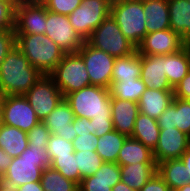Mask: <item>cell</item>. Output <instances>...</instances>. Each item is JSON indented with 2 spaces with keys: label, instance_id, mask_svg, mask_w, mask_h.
I'll return each mask as SVG.
<instances>
[{
  "label": "cell",
  "instance_id": "obj_52",
  "mask_svg": "<svg viewBox=\"0 0 190 191\" xmlns=\"http://www.w3.org/2000/svg\"><path fill=\"white\" fill-rule=\"evenodd\" d=\"M173 191H190V183L189 184H185L181 188L175 189Z\"/></svg>",
  "mask_w": 190,
  "mask_h": 191
},
{
  "label": "cell",
  "instance_id": "obj_9",
  "mask_svg": "<svg viewBox=\"0 0 190 191\" xmlns=\"http://www.w3.org/2000/svg\"><path fill=\"white\" fill-rule=\"evenodd\" d=\"M87 68L90 85L109 89L111 86L112 69L115 57L103 50L92 47L87 41L77 51Z\"/></svg>",
  "mask_w": 190,
  "mask_h": 191
},
{
  "label": "cell",
  "instance_id": "obj_17",
  "mask_svg": "<svg viewBox=\"0 0 190 191\" xmlns=\"http://www.w3.org/2000/svg\"><path fill=\"white\" fill-rule=\"evenodd\" d=\"M74 119L75 116L70 105L63 99L42 122L51 134H56L72 142L77 136L72 124Z\"/></svg>",
  "mask_w": 190,
  "mask_h": 191
},
{
  "label": "cell",
  "instance_id": "obj_28",
  "mask_svg": "<svg viewBox=\"0 0 190 191\" xmlns=\"http://www.w3.org/2000/svg\"><path fill=\"white\" fill-rule=\"evenodd\" d=\"M189 72L188 42L180 51L165 55V74L174 89Z\"/></svg>",
  "mask_w": 190,
  "mask_h": 191
},
{
  "label": "cell",
  "instance_id": "obj_44",
  "mask_svg": "<svg viewBox=\"0 0 190 191\" xmlns=\"http://www.w3.org/2000/svg\"><path fill=\"white\" fill-rule=\"evenodd\" d=\"M139 191H170L163 178L156 173Z\"/></svg>",
  "mask_w": 190,
  "mask_h": 191
},
{
  "label": "cell",
  "instance_id": "obj_41",
  "mask_svg": "<svg viewBox=\"0 0 190 191\" xmlns=\"http://www.w3.org/2000/svg\"><path fill=\"white\" fill-rule=\"evenodd\" d=\"M98 137L95 134H78L72 141L75 151H96Z\"/></svg>",
  "mask_w": 190,
  "mask_h": 191
},
{
  "label": "cell",
  "instance_id": "obj_38",
  "mask_svg": "<svg viewBox=\"0 0 190 191\" xmlns=\"http://www.w3.org/2000/svg\"><path fill=\"white\" fill-rule=\"evenodd\" d=\"M18 3L0 1V30L14 29L15 7Z\"/></svg>",
  "mask_w": 190,
  "mask_h": 191
},
{
  "label": "cell",
  "instance_id": "obj_29",
  "mask_svg": "<svg viewBox=\"0 0 190 191\" xmlns=\"http://www.w3.org/2000/svg\"><path fill=\"white\" fill-rule=\"evenodd\" d=\"M141 77V55L137 49L129 55L115 58L111 82H122Z\"/></svg>",
  "mask_w": 190,
  "mask_h": 191
},
{
  "label": "cell",
  "instance_id": "obj_14",
  "mask_svg": "<svg viewBox=\"0 0 190 191\" xmlns=\"http://www.w3.org/2000/svg\"><path fill=\"white\" fill-rule=\"evenodd\" d=\"M186 41L171 28L148 33L137 47L140 55H167L180 51Z\"/></svg>",
  "mask_w": 190,
  "mask_h": 191
},
{
  "label": "cell",
  "instance_id": "obj_26",
  "mask_svg": "<svg viewBox=\"0 0 190 191\" xmlns=\"http://www.w3.org/2000/svg\"><path fill=\"white\" fill-rule=\"evenodd\" d=\"M29 146L27 132L16 127L0 125V147L10 157H18Z\"/></svg>",
  "mask_w": 190,
  "mask_h": 191
},
{
  "label": "cell",
  "instance_id": "obj_2",
  "mask_svg": "<svg viewBox=\"0 0 190 191\" xmlns=\"http://www.w3.org/2000/svg\"><path fill=\"white\" fill-rule=\"evenodd\" d=\"M46 167H51L46 148L44 146L27 147L20 156L12 158L11 164L0 181L14 187L40 181L43 169Z\"/></svg>",
  "mask_w": 190,
  "mask_h": 191
},
{
  "label": "cell",
  "instance_id": "obj_12",
  "mask_svg": "<svg viewBox=\"0 0 190 191\" xmlns=\"http://www.w3.org/2000/svg\"><path fill=\"white\" fill-rule=\"evenodd\" d=\"M40 120L24 95L3 96L2 123L29 132Z\"/></svg>",
  "mask_w": 190,
  "mask_h": 191
},
{
  "label": "cell",
  "instance_id": "obj_49",
  "mask_svg": "<svg viewBox=\"0 0 190 191\" xmlns=\"http://www.w3.org/2000/svg\"><path fill=\"white\" fill-rule=\"evenodd\" d=\"M112 191H138L130 188L127 184L123 183L121 180L112 187Z\"/></svg>",
  "mask_w": 190,
  "mask_h": 191
},
{
  "label": "cell",
  "instance_id": "obj_6",
  "mask_svg": "<svg viewBox=\"0 0 190 191\" xmlns=\"http://www.w3.org/2000/svg\"><path fill=\"white\" fill-rule=\"evenodd\" d=\"M65 97L74 91L90 86L87 68L82 57L76 53H65L62 60L49 74Z\"/></svg>",
  "mask_w": 190,
  "mask_h": 191
},
{
  "label": "cell",
  "instance_id": "obj_23",
  "mask_svg": "<svg viewBox=\"0 0 190 191\" xmlns=\"http://www.w3.org/2000/svg\"><path fill=\"white\" fill-rule=\"evenodd\" d=\"M155 163L153 151L140 141L127 137L119 151L117 164Z\"/></svg>",
  "mask_w": 190,
  "mask_h": 191
},
{
  "label": "cell",
  "instance_id": "obj_3",
  "mask_svg": "<svg viewBox=\"0 0 190 191\" xmlns=\"http://www.w3.org/2000/svg\"><path fill=\"white\" fill-rule=\"evenodd\" d=\"M16 46L29 63L42 74L49 75L65 52L45 34H15Z\"/></svg>",
  "mask_w": 190,
  "mask_h": 191
},
{
  "label": "cell",
  "instance_id": "obj_11",
  "mask_svg": "<svg viewBox=\"0 0 190 191\" xmlns=\"http://www.w3.org/2000/svg\"><path fill=\"white\" fill-rule=\"evenodd\" d=\"M45 35L65 53H76L85 42L71 25L68 15L57 14L47 9Z\"/></svg>",
  "mask_w": 190,
  "mask_h": 191
},
{
  "label": "cell",
  "instance_id": "obj_51",
  "mask_svg": "<svg viewBox=\"0 0 190 191\" xmlns=\"http://www.w3.org/2000/svg\"><path fill=\"white\" fill-rule=\"evenodd\" d=\"M26 1L33 3V4L45 5L48 0H26Z\"/></svg>",
  "mask_w": 190,
  "mask_h": 191
},
{
  "label": "cell",
  "instance_id": "obj_30",
  "mask_svg": "<svg viewBox=\"0 0 190 191\" xmlns=\"http://www.w3.org/2000/svg\"><path fill=\"white\" fill-rule=\"evenodd\" d=\"M159 134L160 128L157 119L139 113L131 138L140 141L153 151L158 144Z\"/></svg>",
  "mask_w": 190,
  "mask_h": 191
},
{
  "label": "cell",
  "instance_id": "obj_7",
  "mask_svg": "<svg viewBox=\"0 0 190 191\" xmlns=\"http://www.w3.org/2000/svg\"><path fill=\"white\" fill-rule=\"evenodd\" d=\"M92 47L118 58L132 54L137 48L123 35L116 21L109 15L86 40Z\"/></svg>",
  "mask_w": 190,
  "mask_h": 191
},
{
  "label": "cell",
  "instance_id": "obj_34",
  "mask_svg": "<svg viewBox=\"0 0 190 191\" xmlns=\"http://www.w3.org/2000/svg\"><path fill=\"white\" fill-rule=\"evenodd\" d=\"M75 159L77 168L83 178H87L95 174V172L104 163L103 159L96 153V151H75Z\"/></svg>",
  "mask_w": 190,
  "mask_h": 191
},
{
  "label": "cell",
  "instance_id": "obj_5",
  "mask_svg": "<svg viewBox=\"0 0 190 191\" xmlns=\"http://www.w3.org/2000/svg\"><path fill=\"white\" fill-rule=\"evenodd\" d=\"M110 15L123 35L137 48L147 34L143 0L116 1L111 4Z\"/></svg>",
  "mask_w": 190,
  "mask_h": 191
},
{
  "label": "cell",
  "instance_id": "obj_4",
  "mask_svg": "<svg viewBox=\"0 0 190 191\" xmlns=\"http://www.w3.org/2000/svg\"><path fill=\"white\" fill-rule=\"evenodd\" d=\"M65 101L70 105L75 117L112 119L110 90L90 85L67 94Z\"/></svg>",
  "mask_w": 190,
  "mask_h": 191
},
{
  "label": "cell",
  "instance_id": "obj_39",
  "mask_svg": "<svg viewBox=\"0 0 190 191\" xmlns=\"http://www.w3.org/2000/svg\"><path fill=\"white\" fill-rule=\"evenodd\" d=\"M80 4L81 0H48L45 7L57 14L70 15Z\"/></svg>",
  "mask_w": 190,
  "mask_h": 191
},
{
  "label": "cell",
  "instance_id": "obj_53",
  "mask_svg": "<svg viewBox=\"0 0 190 191\" xmlns=\"http://www.w3.org/2000/svg\"><path fill=\"white\" fill-rule=\"evenodd\" d=\"M2 107H3V96L0 95V125L2 124Z\"/></svg>",
  "mask_w": 190,
  "mask_h": 191
},
{
  "label": "cell",
  "instance_id": "obj_45",
  "mask_svg": "<svg viewBox=\"0 0 190 191\" xmlns=\"http://www.w3.org/2000/svg\"><path fill=\"white\" fill-rule=\"evenodd\" d=\"M75 132L78 134L92 133L91 121L87 118L75 117L72 122Z\"/></svg>",
  "mask_w": 190,
  "mask_h": 191
},
{
  "label": "cell",
  "instance_id": "obj_32",
  "mask_svg": "<svg viewBox=\"0 0 190 191\" xmlns=\"http://www.w3.org/2000/svg\"><path fill=\"white\" fill-rule=\"evenodd\" d=\"M109 90L111 97L138 103L141 95L146 90V85L141 78H138L122 82H111Z\"/></svg>",
  "mask_w": 190,
  "mask_h": 191
},
{
  "label": "cell",
  "instance_id": "obj_10",
  "mask_svg": "<svg viewBox=\"0 0 190 191\" xmlns=\"http://www.w3.org/2000/svg\"><path fill=\"white\" fill-rule=\"evenodd\" d=\"M24 96L34 108L36 117L40 121H43L64 99L53 78L44 74Z\"/></svg>",
  "mask_w": 190,
  "mask_h": 191
},
{
  "label": "cell",
  "instance_id": "obj_54",
  "mask_svg": "<svg viewBox=\"0 0 190 191\" xmlns=\"http://www.w3.org/2000/svg\"><path fill=\"white\" fill-rule=\"evenodd\" d=\"M188 61H189V71H190V42H188Z\"/></svg>",
  "mask_w": 190,
  "mask_h": 191
},
{
  "label": "cell",
  "instance_id": "obj_56",
  "mask_svg": "<svg viewBox=\"0 0 190 191\" xmlns=\"http://www.w3.org/2000/svg\"><path fill=\"white\" fill-rule=\"evenodd\" d=\"M106 1L109 2L110 4H113L114 2L119 1V0H106Z\"/></svg>",
  "mask_w": 190,
  "mask_h": 191
},
{
  "label": "cell",
  "instance_id": "obj_50",
  "mask_svg": "<svg viewBox=\"0 0 190 191\" xmlns=\"http://www.w3.org/2000/svg\"><path fill=\"white\" fill-rule=\"evenodd\" d=\"M0 191H18V188L14 186H8L7 184L0 181Z\"/></svg>",
  "mask_w": 190,
  "mask_h": 191
},
{
  "label": "cell",
  "instance_id": "obj_22",
  "mask_svg": "<svg viewBox=\"0 0 190 191\" xmlns=\"http://www.w3.org/2000/svg\"><path fill=\"white\" fill-rule=\"evenodd\" d=\"M147 34L170 28L168 0H143Z\"/></svg>",
  "mask_w": 190,
  "mask_h": 191
},
{
  "label": "cell",
  "instance_id": "obj_42",
  "mask_svg": "<svg viewBox=\"0 0 190 191\" xmlns=\"http://www.w3.org/2000/svg\"><path fill=\"white\" fill-rule=\"evenodd\" d=\"M91 121L92 134L97 137H101L106 133L114 130L112 119H96L93 118Z\"/></svg>",
  "mask_w": 190,
  "mask_h": 191
},
{
  "label": "cell",
  "instance_id": "obj_18",
  "mask_svg": "<svg viewBox=\"0 0 190 191\" xmlns=\"http://www.w3.org/2000/svg\"><path fill=\"white\" fill-rule=\"evenodd\" d=\"M157 121L159 128H177L190 137V101L174 97Z\"/></svg>",
  "mask_w": 190,
  "mask_h": 191
},
{
  "label": "cell",
  "instance_id": "obj_33",
  "mask_svg": "<svg viewBox=\"0 0 190 191\" xmlns=\"http://www.w3.org/2000/svg\"><path fill=\"white\" fill-rule=\"evenodd\" d=\"M40 182L44 191H79V185L76 182L66 179L52 167L43 169Z\"/></svg>",
  "mask_w": 190,
  "mask_h": 191
},
{
  "label": "cell",
  "instance_id": "obj_24",
  "mask_svg": "<svg viewBox=\"0 0 190 191\" xmlns=\"http://www.w3.org/2000/svg\"><path fill=\"white\" fill-rule=\"evenodd\" d=\"M170 28L186 42H190V2L168 0Z\"/></svg>",
  "mask_w": 190,
  "mask_h": 191
},
{
  "label": "cell",
  "instance_id": "obj_46",
  "mask_svg": "<svg viewBox=\"0 0 190 191\" xmlns=\"http://www.w3.org/2000/svg\"><path fill=\"white\" fill-rule=\"evenodd\" d=\"M11 161L12 157L6 154V152L0 147V180L11 164Z\"/></svg>",
  "mask_w": 190,
  "mask_h": 191
},
{
  "label": "cell",
  "instance_id": "obj_8",
  "mask_svg": "<svg viewBox=\"0 0 190 191\" xmlns=\"http://www.w3.org/2000/svg\"><path fill=\"white\" fill-rule=\"evenodd\" d=\"M110 7L111 4L106 0H81V4L68 18L78 35L86 41L110 15Z\"/></svg>",
  "mask_w": 190,
  "mask_h": 191
},
{
  "label": "cell",
  "instance_id": "obj_27",
  "mask_svg": "<svg viewBox=\"0 0 190 191\" xmlns=\"http://www.w3.org/2000/svg\"><path fill=\"white\" fill-rule=\"evenodd\" d=\"M157 173L163 178L170 191L190 183L187 167L181 159L166 160L159 163Z\"/></svg>",
  "mask_w": 190,
  "mask_h": 191
},
{
  "label": "cell",
  "instance_id": "obj_1",
  "mask_svg": "<svg viewBox=\"0 0 190 191\" xmlns=\"http://www.w3.org/2000/svg\"><path fill=\"white\" fill-rule=\"evenodd\" d=\"M42 75L15 45L0 65V95H25Z\"/></svg>",
  "mask_w": 190,
  "mask_h": 191
},
{
  "label": "cell",
  "instance_id": "obj_47",
  "mask_svg": "<svg viewBox=\"0 0 190 191\" xmlns=\"http://www.w3.org/2000/svg\"><path fill=\"white\" fill-rule=\"evenodd\" d=\"M17 188L18 191H44L40 181L29 182Z\"/></svg>",
  "mask_w": 190,
  "mask_h": 191
},
{
  "label": "cell",
  "instance_id": "obj_37",
  "mask_svg": "<svg viewBox=\"0 0 190 191\" xmlns=\"http://www.w3.org/2000/svg\"><path fill=\"white\" fill-rule=\"evenodd\" d=\"M27 135L29 142L28 147L44 146L46 148L48 146V141L51 133L46 125L40 121L27 133Z\"/></svg>",
  "mask_w": 190,
  "mask_h": 191
},
{
  "label": "cell",
  "instance_id": "obj_15",
  "mask_svg": "<svg viewBox=\"0 0 190 191\" xmlns=\"http://www.w3.org/2000/svg\"><path fill=\"white\" fill-rule=\"evenodd\" d=\"M190 146V137L177 128H160L159 140L153 156L155 163L180 159Z\"/></svg>",
  "mask_w": 190,
  "mask_h": 191
},
{
  "label": "cell",
  "instance_id": "obj_13",
  "mask_svg": "<svg viewBox=\"0 0 190 191\" xmlns=\"http://www.w3.org/2000/svg\"><path fill=\"white\" fill-rule=\"evenodd\" d=\"M15 34H45L46 7L20 0L15 7Z\"/></svg>",
  "mask_w": 190,
  "mask_h": 191
},
{
  "label": "cell",
  "instance_id": "obj_20",
  "mask_svg": "<svg viewBox=\"0 0 190 191\" xmlns=\"http://www.w3.org/2000/svg\"><path fill=\"white\" fill-rule=\"evenodd\" d=\"M121 178L120 165L104 162L94 175L83 178L79 191H112Z\"/></svg>",
  "mask_w": 190,
  "mask_h": 191
},
{
  "label": "cell",
  "instance_id": "obj_31",
  "mask_svg": "<svg viewBox=\"0 0 190 191\" xmlns=\"http://www.w3.org/2000/svg\"><path fill=\"white\" fill-rule=\"evenodd\" d=\"M126 138V135L121 134L116 130H112L111 132L98 137L96 153L104 162L117 163L119 151Z\"/></svg>",
  "mask_w": 190,
  "mask_h": 191
},
{
  "label": "cell",
  "instance_id": "obj_55",
  "mask_svg": "<svg viewBox=\"0 0 190 191\" xmlns=\"http://www.w3.org/2000/svg\"><path fill=\"white\" fill-rule=\"evenodd\" d=\"M0 1H3V2H20V0H0Z\"/></svg>",
  "mask_w": 190,
  "mask_h": 191
},
{
  "label": "cell",
  "instance_id": "obj_48",
  "mask_svg": "<svg viewBox=\"0 0 190 191\" xmlns=\"http://www.w3.org/2000/svg\"><path fill=\"white\" fill-rule=\"evenodd\" d=\"M180 159L184 162L185 166L187 167L188 178H190V146L182 154Z\"/></svg>",
  "mask_w": 190,
  "mask_h": 191
},
{
  "label": "cell",
  "instance_id": "obj_25",
  "mask_svg": "<svg viewBox=\"0 0 190 191\" xmlns=\"http://www.w3.org/2000/svg\"><path fill=\"white\" fill-rule=\"evenodd\" d=\"M120 180L130 188L140 190L156 173V163H135L120 166Z\"/></svg>",
  "mask_w": 190,
  "mask_h": 191
},
{
  "label": "cell",
  "instance_id": "obj_43",
  "mask_svg": "<svg viewBox=\"0 0 190 191\" xmlns=\"http://www.w3.org/2000/svg\"><path fill=\"white\" fill-rule=\"evenodd\" d=\"M174 97L190 101V71L174 88Z\"/></svg>",
  "mask_w": 190,
  "mask_h": 191
},
{
  "label": "cell",
  "instance_id": "obj_36",
  "mask_svg": "<svg viewBox=\"0 0 190 191\" xmlns=\"http://www.w3.org/2000/svg\"><path fill=\"white\" fill-rule=\"evenodd\" d=\"M46 152L49 154L50 160L55 156L69 155L75 152L72 142L65 140L64 138L51 134Z\"/></svg>",
  "mask_w": 190,
  "mask_h": 191
},
{
  "label": "cell",
  "instance_id": "obj_16",
  "mask_svg": "<svg viewBox=\"0 0 190 191\" xmlns=\"http://www.w3.org/2000/svg\"><path fill=\"white\" fill-rule=\"evenodd\" d=\"M146 88L174 90L165 74V55H141V77Z\"/></svg>",
  "mask_w": 190,
  "mask_h": 191
},
{
  "label": "cell",
  "instance_id": "obj_35",
  "mask_svg": "<svg viewBox=\"0 0 190 191\" xmlns=\"http://www.w3.org/2000/svg\"><path fill=\"white\" fill-rule=\"evenodd\" d=\"M51 167L58 170L66 179L72 180L80 185L81 175L77 168L75 153L64 156H55L51 160Z\"/></svg>",
  "mask_w": 190,
  "mask_h": 191
},
{
  "label": "cell",
  "instance_id": "obj_40",
  "mask_svg": "<svg viewBox=\"0 0 190 191\" xmlns=\"http://www.w3.org/2000/svg\"><path fill=\"white\" fill-rule=\"evenodd\" d=\"M15 45L16 35L14 29L0 30V65Z\"/></svg>",
  "mask_w": 190,
  "mask_h": 191
},
{
  "label": "cell",
  "instance_id": "obj_21",
  "mask_svg": "<svg viewBox=\"0 0 190 191\" xmlns=\"http://www.w3.org/2000/svg\"><path fill=\"white\" fill-rule=\"evenodd\" d=\"M173 98L174 90L146 88L138 102L139 111L141 114L158 119L171 104Z\"/></svg>",
  "mask_w": 190,
  "mask_h": 191
},
{
  "label": "cell",
  "instance_id": "obj_19",
  "mask_svg": "<svg viewBox=\"0 0 190 191\" xmlns=\"http://www.w3.org/2000/svg\"><path fill=\"white\" fill-rule=\"evenodd\" d=\"M111 113L114 130L131 137L140 113L138 103L111 97Z\"/></svg>",
  "mask_w": 190,
  "mask_h": 191
}]
</instances>
